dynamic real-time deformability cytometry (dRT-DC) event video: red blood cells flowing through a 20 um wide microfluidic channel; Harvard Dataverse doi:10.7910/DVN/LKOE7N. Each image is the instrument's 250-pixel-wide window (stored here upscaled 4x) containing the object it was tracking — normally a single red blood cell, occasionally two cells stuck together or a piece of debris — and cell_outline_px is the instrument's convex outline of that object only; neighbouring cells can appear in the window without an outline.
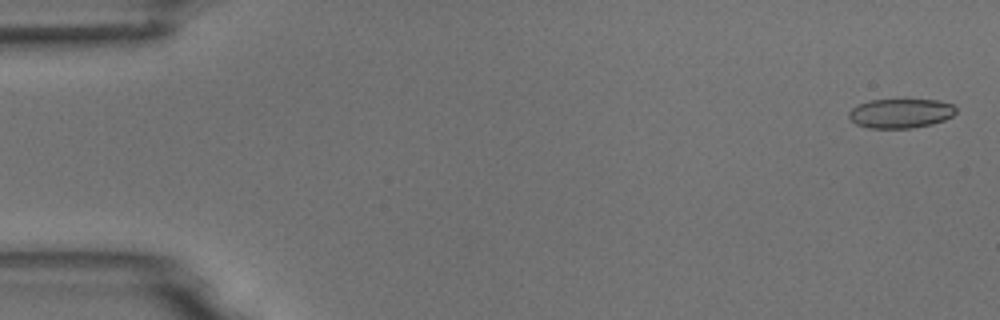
{"species": "common noctule bat (a hibernating species)", "species_latin": "Nyctalus noctula", "temperature_condition": "room temperature", "stored_images_in_passage": 3, "camera_frame_rate_fps": 3000, "um_per_image_px": 0.085, "animal": {"sex": "male", "body_mass_g": 18.8}, "frame": {"image": 1, "passage_image": 1, "time_ms": 0.0, "image_size_px": [1000, 320], "cell_outline_px": [[956, 112], [952, 116], [944, 120], [932, 124], [912, 128], [868, 128], [856, 124], [848, 116], [848, 112], [852, 108], [868, 100], [936, 100], [952, 104], [956, 108]], "centroid_in_image_um": [76.55, 9.64], "position_along_channel_um": 8.5, "area_um2": 18.26}}